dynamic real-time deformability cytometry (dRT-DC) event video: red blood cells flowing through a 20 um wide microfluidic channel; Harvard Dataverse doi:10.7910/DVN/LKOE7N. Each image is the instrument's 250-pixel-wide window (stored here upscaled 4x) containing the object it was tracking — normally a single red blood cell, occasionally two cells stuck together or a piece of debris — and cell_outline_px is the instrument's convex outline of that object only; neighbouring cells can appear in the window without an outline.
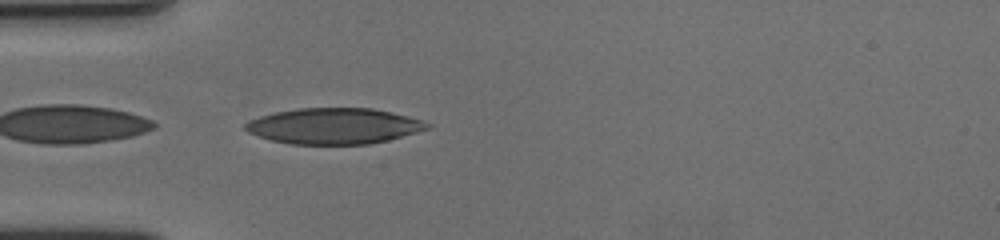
{"species": "human", "species_latin": "Homo sapiens", "temperature_condition": "cold", "stored_images_in_passage": 40, "camera_frame_rate_fps": 3000, "um_per_image_px": 0.085, "donor": {"sex": "female"}, "frame": {"image": 1, "passage_image": 1, "time_ms": 0.0, "image_size_px": [1000, 240], "cell_outline_px": [[432, 128], [388, 140], [368, 144], [292, 144], [268, 140], [256, 136], [248, 132], [244, 128], [244, 124], [248, 120], [260, 116], [276, 112], [300, 108], [372, 108], [392, 112], [424, 120], [432, 124]], "centroid_in_image_um": [28.4, 10.71], "position_along_channel_um": 56.6, "area_um2": 38.32}}
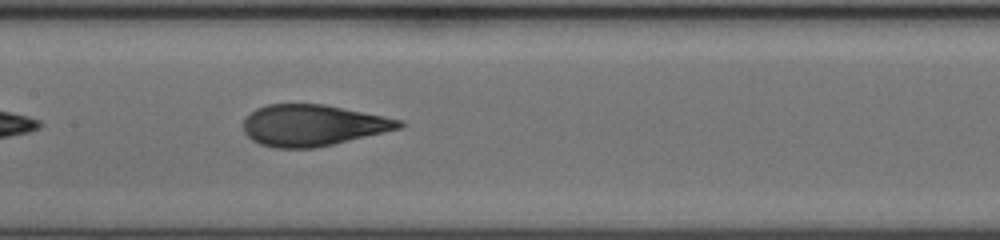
{"frame": {"image": 2, "passage_image": 12, "time_ms": 3.667, "image_size_px": [1000, 240], "cell_outline_px": [[408, 124], [400, 128], [332, 144], [312, 148], [276, 148], [260, 144], [252, 140], [244, 132], [244, 116], [256, 108], [268, 104], [324, 104], [404, 120]], "centroid_in_image_um": [26.57, 10.64], "position_along_channel_um": 180.8, "area_um2": 37.4}}
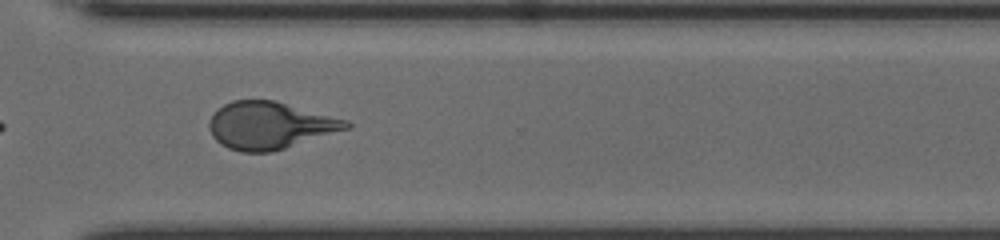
{"frame": {"image": 3, "passage_image": 26, "time_ms": 8.333, "image_size_px": [1000, 240], "cell_outline_px": [[352, 128], [272, 152], [240, 152], [228, 148], [220, 144], [212, 136], [208, 128], [208, 120], [224, 104], [232, 100], [276, 100], [348, 120], [352, 124]], "centroid_in_image_um": [22.96, 10.66], "position_along_channel_um": 347.6, "area_um2": 38.03}, "authors_computed_cell_mechanics": {"area_um2": 37.9168, "velocity_mm_per_s": 3.565, "shape_relaxation_time_tau1_ms": 5.323, "shape_relaxation_time_tau2_ms": 1.0509, "deformation_change_tau1": 0.2054, "deformation_change_tau2": 0.0828}}